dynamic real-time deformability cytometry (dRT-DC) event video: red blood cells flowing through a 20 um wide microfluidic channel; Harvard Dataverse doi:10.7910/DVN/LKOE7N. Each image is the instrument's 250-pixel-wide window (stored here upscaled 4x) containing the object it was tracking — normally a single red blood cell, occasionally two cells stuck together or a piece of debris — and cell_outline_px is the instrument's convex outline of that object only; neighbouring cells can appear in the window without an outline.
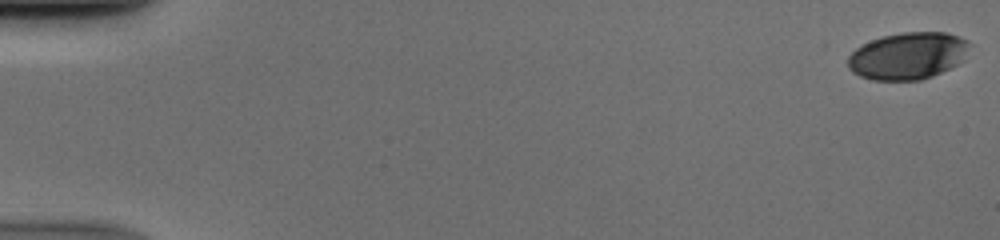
{"species": "human", "species_latin": "Homo sapiens", "temperature_condition": "cold", "stored_images_in_passage": 53, "camera_frame_rate_fps": 3000, "um_per_image_px": 0.085, "donor": {"sex": "male"}, "frame": {"image": 1, "passage_image": 1, "time_ms": 0.0, "image_size_px": [1000, 240], "cell_outline_px": [[972, 44], [960, 60], [956, 64], [932, 76], [920, 80], [872, 80], [860, 76], [852, 72], [848, 68], [848, 56], [856, 48], [872, 40], [884, 36], [904, 32], [944, 32], [968, 40]], "centroid_in_image_um": [77.14, 4.75], "position_along_channel_um": 7.9, "area_um2": 33.0}}
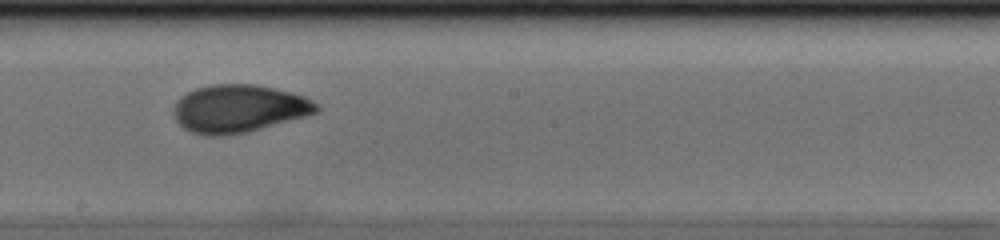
{"frame": {"image": 2, "passage_image": 31, "time_ms": 10.0, "image_size_px": [1000, 240], "cell_outline_px": [[320, 108], [316, 112], [304, 116], [248, 132], [224, 136], [208, 136], [188, 132], [176, 120], [172, 112], [172, 108], [176, 100], [180, 96], [196, 88], [212, 84], [256, 84], [292, 92], [304, 96], [312, 100]], "centroid_in_image_um": [20.24, 9.23], "position_along_channel_um": 228.0, "area_um2": 40.0}}
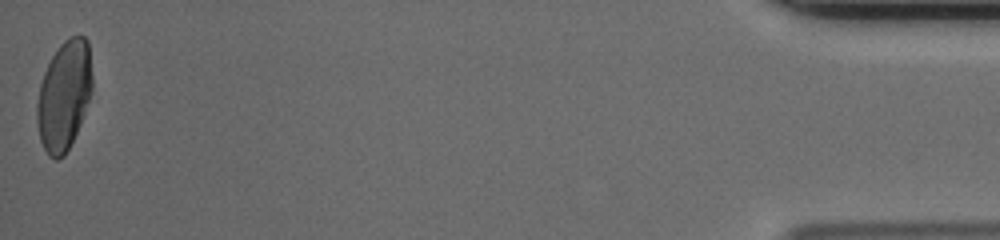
{"frame": {"image": 3, "passage_image": 53, "time_ms": 17.333, "image_size_px": [1000, 240], "cell_outline_px": [[92, 92], [76, 132], [64, 156], [56, 160], [48, 156], [40, 140], [36, 120], [36, 104], [40, 84], [44, 72], [52, 56], [60, 44], [64, 40], [72, 36], [84, 36], [88, 40], [92, 76]], "centroid_in_image_um": [5.43, 8.11], "position_along_channel_um": 429.8, "area_um2": 35.14}}